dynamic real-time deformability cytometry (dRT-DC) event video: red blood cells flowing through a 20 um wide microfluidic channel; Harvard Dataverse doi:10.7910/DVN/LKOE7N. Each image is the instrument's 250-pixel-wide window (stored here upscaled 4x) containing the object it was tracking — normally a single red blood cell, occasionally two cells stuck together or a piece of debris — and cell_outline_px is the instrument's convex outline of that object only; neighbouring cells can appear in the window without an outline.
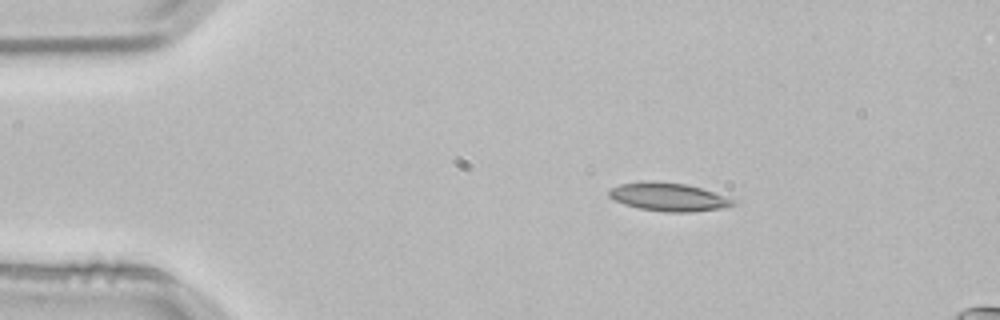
{"species": "common noctule bat (a hibernating species)", "species_latin": "Nyctalus noctula", "temperature_condition": "room temperature", "stored_images_in_passage": 3, "camera_frame_rate_fps": 3000, "um_per_image_px": 0.085, "animal": {"sex": "male", "body_mass_g": 21.5, "forearm_length_mm": 52.0}, "frame": {"image": 1, "passage_image": 1, "time_ms": 0.0, "image_size_px": [1000, 320], "cell_outline_px": [[740, 200], [736, 204], [720, 208], [692, 212], [664, 212], [640, 208], [624, 204], [608, 196], [608, 188], [620, 184], [684, 184], [700, 188]], "centroid_in_image_um": [56.9, 16.79], "position_along_channel_um": 28.1, "area_um2": 19.59}}